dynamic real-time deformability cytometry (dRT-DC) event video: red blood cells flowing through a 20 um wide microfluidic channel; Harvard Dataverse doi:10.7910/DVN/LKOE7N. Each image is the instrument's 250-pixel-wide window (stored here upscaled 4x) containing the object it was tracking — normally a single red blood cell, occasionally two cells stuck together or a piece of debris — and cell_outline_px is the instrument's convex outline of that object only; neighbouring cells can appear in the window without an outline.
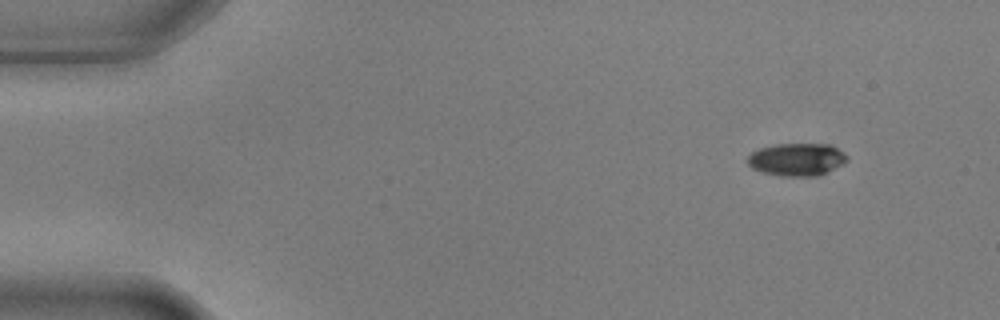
{"species": "common noctule bat (a hibernating species)", "species_latin": "Nyctalus noctula", "temperature_condition": "warm", "stored_images_in_passage": 4, "camera_frame_rate_fps": 3000, "um_per_image_px": 0.085, "animal": {"sex": "male", "body_mass_g": 17.9, "forearm_length_mm": 54.2}, "frame": {"image": 1, "passage_image": 1, "time_ms": 0.0, "image_size_px": [1000, 320], "cell_outline_px": [[848, 160], [844, 164], [820, 176], [780, 176], [764, 172], [752, 168], [748, 164], [748, 156], [752, 152], [760, 148], [776, 144], [832, 144], [844, 152], [848, 156]], "centroid_in_image_um": [67.79, 13.55], "position_along_channel_um": 17.2, "area_um2": 19.13}}
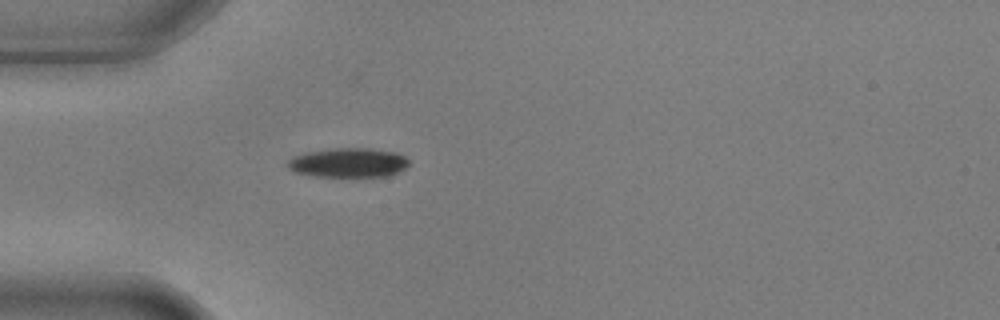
{"frame": {"image": 2, "passage_image": 4, "time_ms": 1.0, "image_size_px": [1000, 320], "cell_outline_px": [[408, 164], [404, 168], [388, 176], [312, 176], [292, 172], [284, 164], [288, 160], [304, 152], [332, 148], [372, 148], [396, 152], [404, 156], [408, 160]], "centroid_in_image_um": [29.55, 13.82], "position_along_channel_um": 55.5, "area_um2": 20.87}}